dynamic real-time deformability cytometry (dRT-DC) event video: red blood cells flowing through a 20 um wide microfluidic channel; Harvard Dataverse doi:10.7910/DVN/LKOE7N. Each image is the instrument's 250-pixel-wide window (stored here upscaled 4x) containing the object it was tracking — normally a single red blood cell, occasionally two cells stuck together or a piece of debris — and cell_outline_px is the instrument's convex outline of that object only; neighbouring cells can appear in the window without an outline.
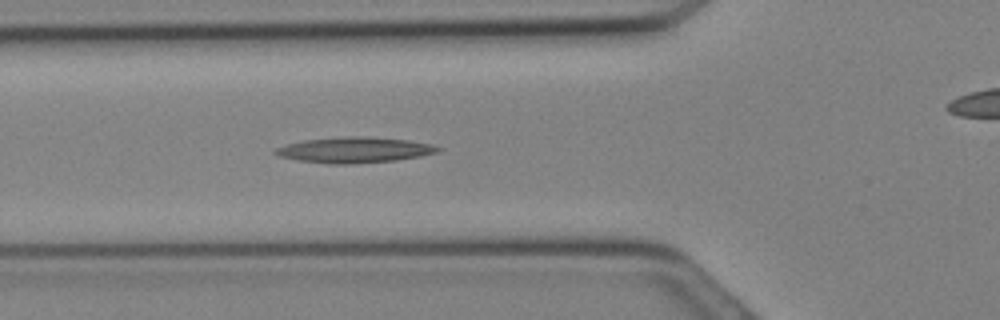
{"species": "Egyptian fruit bat (a non-hibernating species)", "species_latin": "Rousettus aegyptiacus", "temperature_condition": "cold", "stored_images_in_passage": 13, "camera_frame_rate_fps": 3000, "um_per_image_px": 0.085, "animal": {"sex": "female"}, "frame": {"image": 1, "passage_image": 11, "time_ms": 3.333, "image_size_px": [1000, 320], "cell_outline_px": [[444, 148], [440, 152], [420, 156], [396, 160], [348, 164], [332, 164], [300, 160], [280, 156], [272, 152], [276, 148], [288, 144], [304, 140], [348, 136], [360, 136], [408, 140], [432, 144]], "centroid_in_image_um": [30.19, 12.74], "position_along_channel_um": 95.6, "area_um2": 24.1}}
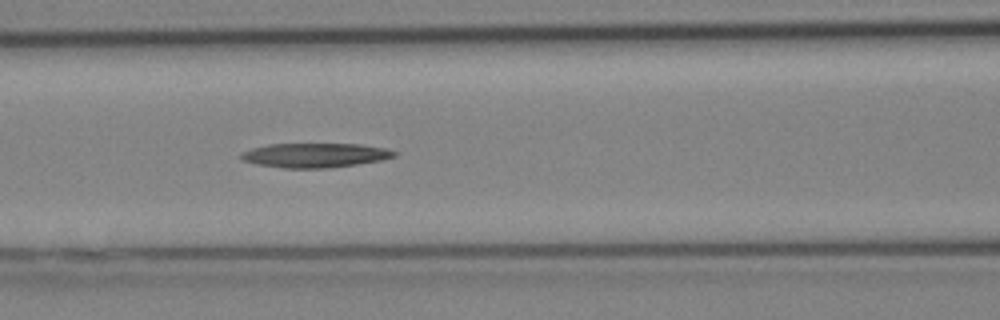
{"frame": {"image": 2, "passage_image": 13, "time_ms": 4.0, "image_size_px": [1000, 320], "cell_outline_px": [[400, 152], [396, 156], [380, 160], [356, 164], [324, 168], [284, 168], [256, 164], [244, 160], [240, 156], [244, 152], [252, 148], [268, 144], [360, 144], [384, 148]], "centroid_in_image_um": [26.81, 13.19], "position_along_channel_um": 139.8, "area_um2": 21.56}}